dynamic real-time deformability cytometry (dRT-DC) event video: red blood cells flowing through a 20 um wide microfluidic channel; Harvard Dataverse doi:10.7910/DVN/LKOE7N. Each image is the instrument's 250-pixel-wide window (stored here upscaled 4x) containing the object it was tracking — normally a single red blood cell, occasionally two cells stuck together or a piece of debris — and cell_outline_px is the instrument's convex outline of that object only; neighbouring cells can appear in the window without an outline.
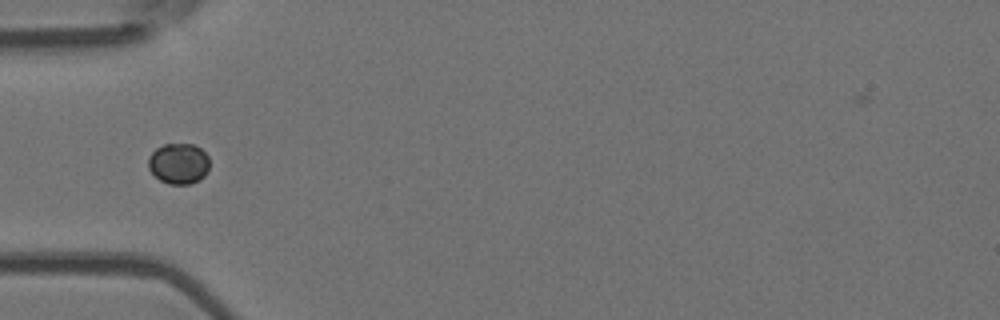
{"species": "Egyptian fruit bat (a non-hibernating species)", "species_latin": "Rousettus aegyptiacus", "temperature_condition": "room temperature", "stored_images_in_passage": 3, "camera_frame_rate_fps": 3000, "um_per_image_px": 0.085, "animal": {"sex": "female"}, "frame": {"image": 1, "passage_image": 1, "time_ms": 0.0, "image_size_px": [1000, 320], "cell_outline_px": [[208, 172], [200, 180], [188, 184], [168, 184], [160, 180], [148, 168], [148, 156], [156, 148], [164, 144], [192, 144], [200, 148], [208, 156]], "centroid_in_image_um": [15.18, 13.9], "position_along_channel_um": 69.8, "area_um2": 14.57}}